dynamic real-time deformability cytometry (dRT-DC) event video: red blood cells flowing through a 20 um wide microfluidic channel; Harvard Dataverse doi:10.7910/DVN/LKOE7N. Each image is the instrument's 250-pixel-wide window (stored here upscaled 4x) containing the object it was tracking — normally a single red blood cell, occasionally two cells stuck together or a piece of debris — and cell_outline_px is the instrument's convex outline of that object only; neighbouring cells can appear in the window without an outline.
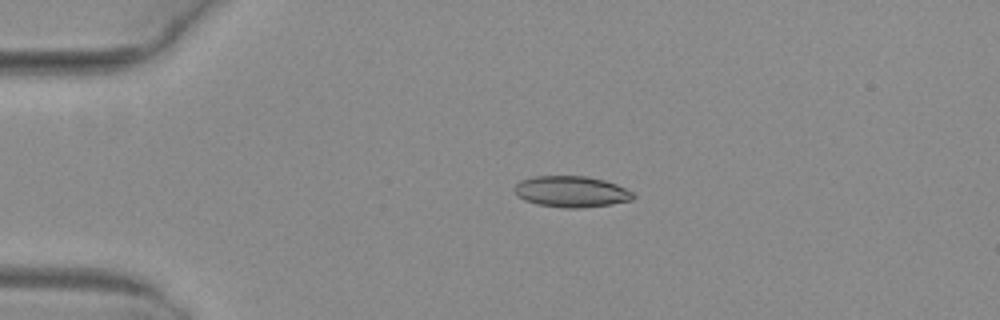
{"species": "common noctule bat (a hibernating species)", "species_latin": "Nyctalus noctula", "temperature_condition": "warm", "stored_images_in_passage": 44, "camera_frame_rate_fps": 3000, "um_per_image_px": 0.085, "animal": {"sex": "female", "body_mass_g": 29.2, "forearm_length_mm": 56.3}, "frame": {"image": 1, "passage_image": 8, "time_ms": 2.333, "image_size_px": [1000, 320], "cell_outline_px": [[636, 196], [632, 200], [612, 204], [580, 208], [564, 208], [536, 204], [524, 200], [512, 188], [520, 180], [536, 176], [588, 176], [604, 180], [616, 184], [632, 192]], "centroid_in_image_um": [48.57, 16.29], "position_along_channel_um": 36.4, "area_um2": 21.56}}
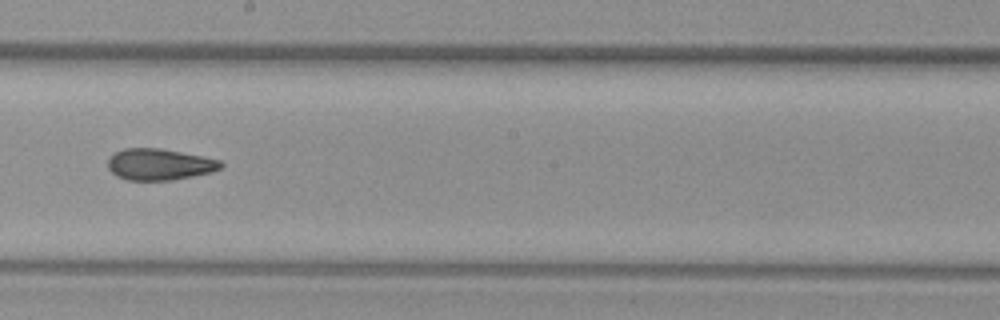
{"frame": {"image": 2, "passage_image": 26, "time_ms": 8.333, "image_size_px": [1000, 320], "cell_outline_px": [[224, 164], [220, 168], [212, 172], [172, 180], [128, 180], [116, 176], [108, 168], [108, 160], [116, 152], [124, 148], [160, 148], [204, 156], [220, 160]], "centroid_in_image_um": [13.57, 13.97], "position_along_channel_um": 234.6, "area_um2": 20.63}}
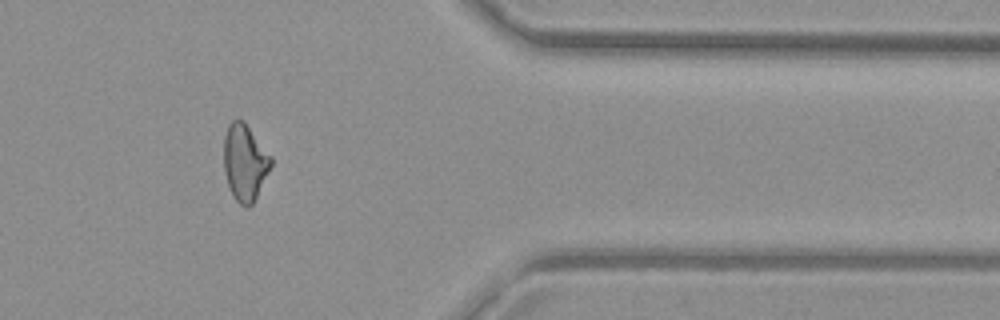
{"frame": {"image": 3, "passage_image": 39, "time_ms": 12.667, "image_size_px": [1000, 320], "cell_outline_px": [[272, 164], [252, 204], [248, 208], [240, 204], [232, 196], [224, 172], [224, 136], [228, 124], [232, 120], [244, 120], [272, 156]], "centroid_in_image_um": [20.8, 13.78], "position_along_channel_um": 390.6, "area_um2": 21.04}, "authors_computed_cell_mechanics": {"area_um2": 21.0103, "velocity_mm_per_s": 4.0489, "shape_relaxation_time_tau1_ms": null, "shape_relaxation_time_tau2_ms": 1.8763, "deformation_change_tau1": null, "deformation_change_tau2": 0.083}}